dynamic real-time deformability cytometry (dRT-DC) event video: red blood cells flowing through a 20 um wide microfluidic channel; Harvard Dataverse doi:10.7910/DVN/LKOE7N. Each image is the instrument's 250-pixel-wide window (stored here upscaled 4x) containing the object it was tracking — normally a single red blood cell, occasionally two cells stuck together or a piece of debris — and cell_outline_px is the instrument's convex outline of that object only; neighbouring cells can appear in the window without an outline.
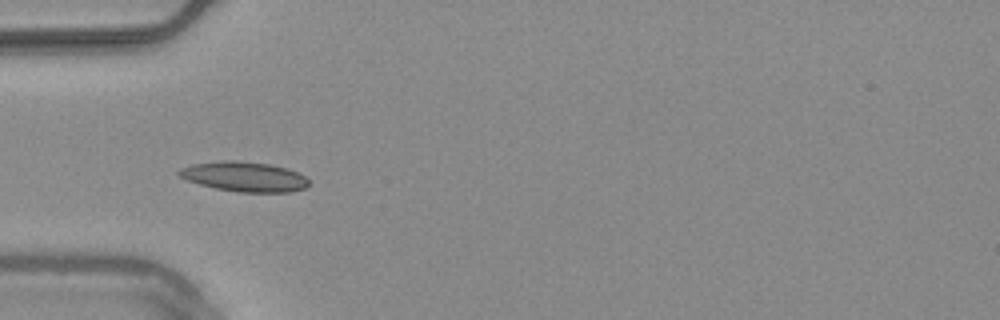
{"species": "common noctule bat (a hibernating species)", "species_latin": "Nyctalus noctula", "temperature_condition": "warm", "stored_images_in_passage": 12, "camera_frame_rate_fps": 3000, "um_per_image_px": 0.085, "animal": {"sex": "male", "body_mass_g": 20.4}, "frame": {"image": 1, "passage_image": 4, "time_ms": 1.0, "image_size_px": [1000, 320], "cell_outline_px": [[308, 188], [288, 192], [240, 192], [216, 188], [200, 184], [188, 180], [180, 176], [176, 172], [180, 168], [192, 164], [224, 160], [236, 160], [272, 164], [288, 168], [304, 176], [308, 180]], "centroid_in_image_um": [20.78, 15.0], "position_along_channel_um": 64.2, "area_um2": 22.6}}